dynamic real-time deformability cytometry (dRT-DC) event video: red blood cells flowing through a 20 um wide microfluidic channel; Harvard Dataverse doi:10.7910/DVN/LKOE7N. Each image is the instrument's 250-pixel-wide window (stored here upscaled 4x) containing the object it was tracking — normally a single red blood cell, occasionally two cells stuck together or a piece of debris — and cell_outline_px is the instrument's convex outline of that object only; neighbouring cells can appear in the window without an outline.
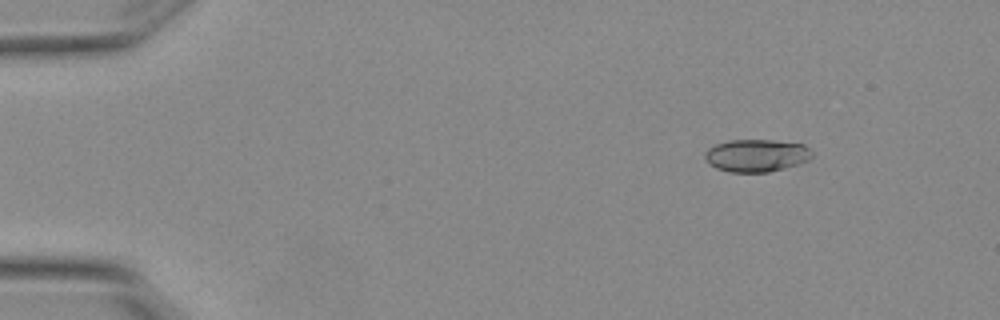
{"species": "Egyptian fruit bat (a non-hibernating species)", "species_latin": "Rousettus aegyptiacus", "temperature_condition": "warm", "stored_images_in_passage": 4, "camera_frame_rate_fps": 3000, "um_per_image_px": 0.085, "animal": {"sex": "female"}, "frame": {"image": 1, "passage_image": 1, "time_ms": 0.0, "image_size_px": [1000, 320], "cell_outline_px": [[812, 156], [808, 160], [784, 168], [768, 172], [728, 172], [716, 168], [708, 164], [704, 156], [704, 152], [708, 148], [716, 144], [728, 140], [772, 140], [804, 144], [812, 152]], "centroid_in_image_um": [64.25, 13.21], "position_along_channel_um": 20.7, "area_um2": 20.35}}
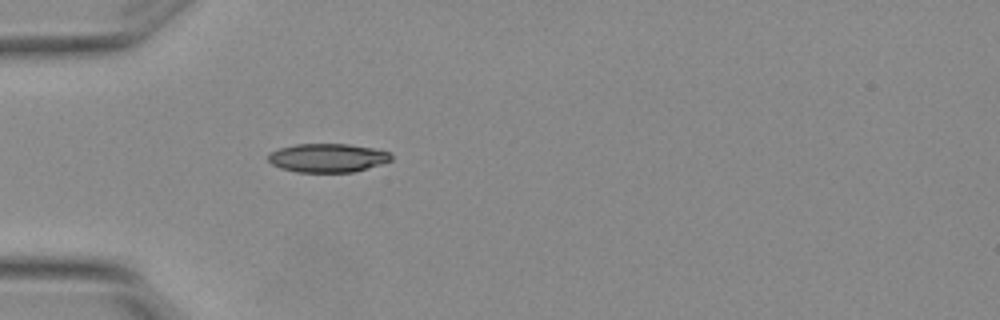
{"frame": {"image": 2, "passage_image": 4, "time_ms": 1.0, "image_size_px": [1000, 320], "cell_outline_px": [[392, 160], [380, 164], [352, 172], [296, 172], [280, 168], [272, 164], [268, 160], [268, 152], [280, 148], [296, 144], [348, 144], [372, 148], [388, 152], [392, 156]], "centroid_in_image_um": [27.8, 13.42], "position_along_channel_um": 57.2, "area_um2": 20.46}}